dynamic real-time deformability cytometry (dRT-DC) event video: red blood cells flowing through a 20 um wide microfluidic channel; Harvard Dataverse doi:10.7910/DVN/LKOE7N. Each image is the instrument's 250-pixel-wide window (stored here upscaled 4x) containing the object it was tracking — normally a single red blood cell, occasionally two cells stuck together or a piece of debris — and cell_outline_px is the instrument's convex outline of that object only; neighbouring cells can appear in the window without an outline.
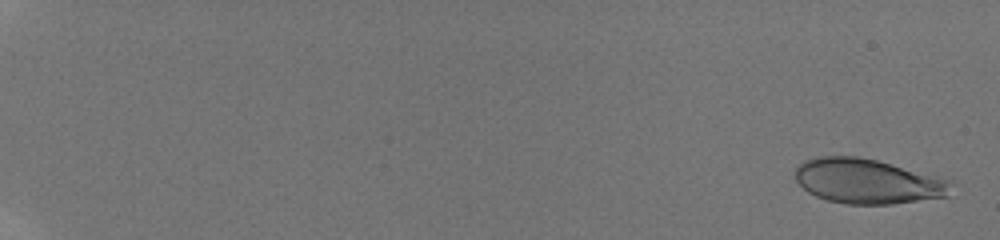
{"species": "human", "species_latin": "Homo sapiens", "temperature_condition": "room temperature", "stored_images_in_passage": 38, "camera_frame_rate_fps": 3000, "um_per_image_px": 0.085, "donor": {"sex": "male"}, "frame": {"image": 1, "passage_image": 2, "time_ms": 0.333, "image_size_px": [1000, 240], "cell_outline_px": [[948, 196], [892, 204], [844, 204], [828, 200], [816, 196], [808, 192], [796, 180], [796, 168], [804, 160], [816, 156], [860, 156], [876, 160], [936, 176], [948, 180]], "centroid_in_image_um": [73.67, 15.4], "position_along_channel_um": 11.3, "area_um2": 40.23}}
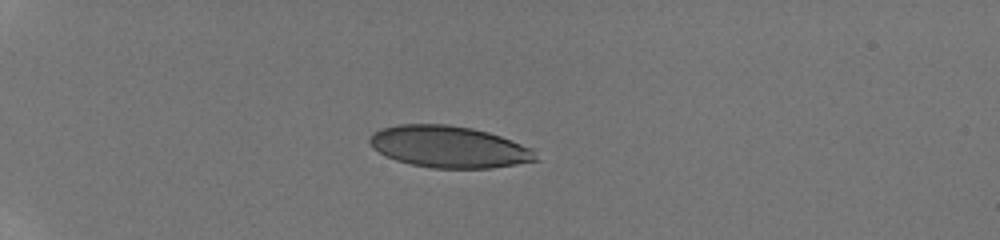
{"frame": {"image": 2, "passage_image": 26, "time_ms": 5.667, "image_size_px": [1000, 240], "cell_outline_px": [[540, 160], [492, 168], [432, 168], [412, 164], [396, 160], [372, 148], [368, 140], [372, 132], [380, 128], [400, 124], [448, 124], [472, 128], [488, 132], [512, 140], [532, 148]], "centroid_in_image_um": [38.16, 12.47], "position_along_channel_um": 46.8, "area_um2": 40.46}}